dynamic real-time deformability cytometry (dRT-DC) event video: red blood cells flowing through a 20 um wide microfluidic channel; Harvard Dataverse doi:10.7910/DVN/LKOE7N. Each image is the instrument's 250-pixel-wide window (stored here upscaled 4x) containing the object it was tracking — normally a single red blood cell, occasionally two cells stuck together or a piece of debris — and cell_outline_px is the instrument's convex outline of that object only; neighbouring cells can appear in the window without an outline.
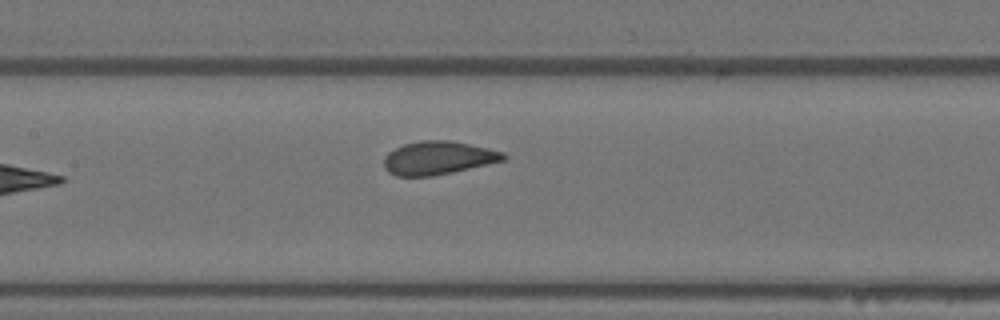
{"species": "Egyptian fruit bat (a non-hibernating species)", "species_latin": "Rousettus aegyptiacus", "temperature_condition": "warm", "stored_images_in_passage": 8, "camera_frame_rate_fps": 3000, "um_per_image_px": 0.085, "animal": {"sex": "female"}, "frame": {"image": 1, "passage_image": 7, "time_ms": 2.0, "image_size_px": [1000, 320], "cell_outline_px": [[508, 156], [504, 160], [452, 172], [432, 176], [396, 176], [388, 172], [384, 168], [384, 156], [388, 152], [404, 144], [420, 140], [448, 140], [488, 148], [504, 152]], "centroid_in_image_um": [37.21, 13.42], "position_along_channel_um": 170.2, "area_um2": 23.12}}